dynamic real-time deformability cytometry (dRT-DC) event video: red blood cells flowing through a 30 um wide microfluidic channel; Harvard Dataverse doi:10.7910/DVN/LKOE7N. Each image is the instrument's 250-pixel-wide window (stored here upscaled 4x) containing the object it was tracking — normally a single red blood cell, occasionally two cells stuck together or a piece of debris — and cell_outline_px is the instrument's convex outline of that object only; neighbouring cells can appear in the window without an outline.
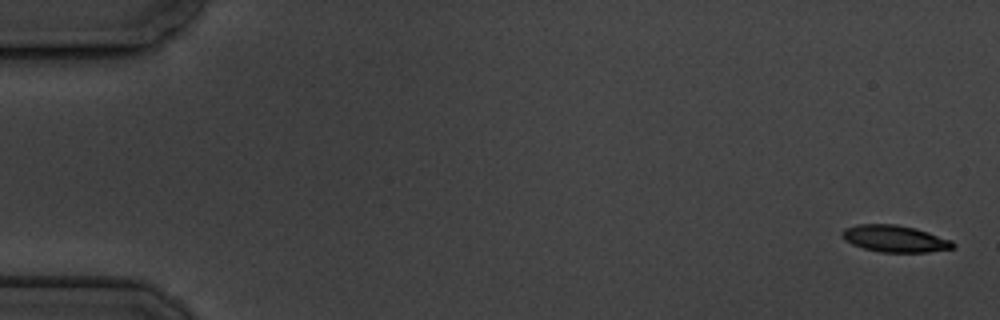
{"species": "common noctule bat (a hibernating species)", "species_latin": "Nyctalus noctula", "temperature_condition": "cold", "stored_images_in_passage": 8, "camera_frame_rate_fps": 3000, "um_per_image_px": 0.085, "animal": {"sex": "male", "body_mass_g": 19.5, "forearm_length_mm": 54.6}, "frame": {"image": 1, "passage_image": 1, "time_ms": 0.0, "image_size_px": [1000, 320], "cell_outline_px": [[956, 244], [952, 248], [928, 252], [880, 252], [864, 248], [852, 244], [844, 240], [840, 236], [840, 232], [844, 228], [856, 224], [896, 224], [916, 228], [952, 240]], "centroid_in_image_um": [76.02, 20.28], "position_along_channel_um": 9.0, "area_um2": 17.46}}
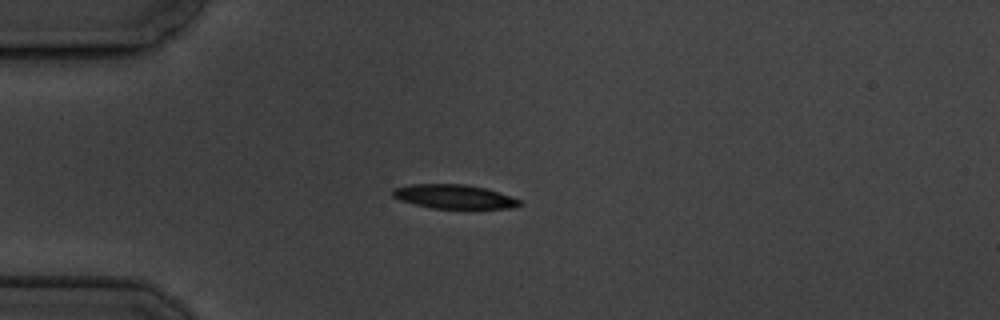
{"frame": {"image": 2, "passage_image": 5, "time_ms": 4.667, "image_size_px": [1000, 320], "cell_outline_px": [[524, 204], [508, 208], [432, 208], [400, 200], [392, 196], [392, 188], [412, 184], [468, 184], [488, 188], [520, 200]], "centroid_in_image_um": [38.59, 16.7], "position_along_channel_um": 46.4, "area_um2": 17.74}}